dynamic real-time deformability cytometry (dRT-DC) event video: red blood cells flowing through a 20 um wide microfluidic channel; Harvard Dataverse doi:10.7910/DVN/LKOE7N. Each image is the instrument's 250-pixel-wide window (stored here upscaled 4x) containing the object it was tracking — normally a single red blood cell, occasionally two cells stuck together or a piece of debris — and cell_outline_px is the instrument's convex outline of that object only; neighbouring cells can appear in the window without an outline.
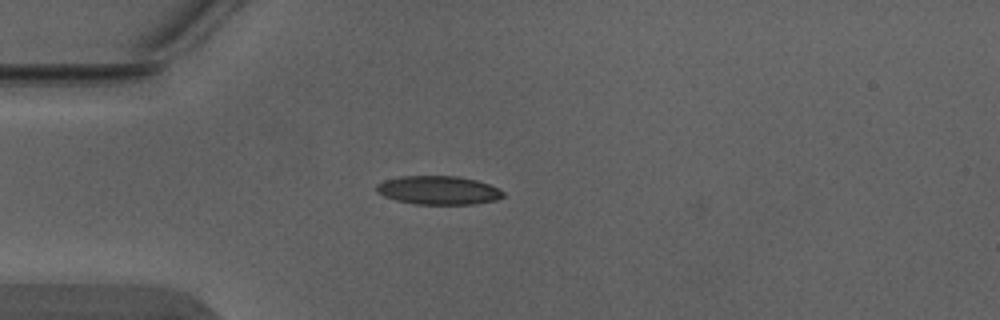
{"species": "Egyptian fruit bat (a non-hibernating species)", "species_latin": "Rousettus aegyptiacus", "temperature_condition": "warm", "stored_images_in_passage": 3, "camera_frame_rate_fps": 3000, "um_per_image_px": 0.085, "animal": {"sex": "male"}, "frame": {"image": 1, "passage_image": 2, "time_ms": 0.333, "image_size_px": [1000, 320], "cell_outline_px": [[504, 196], [496, 200], [472, 204], [416, 204], [396, 200], [384, 196], [376, 192], [376, 184], [384, 180], [400, 176], [456, 176], [476, 180], [500, 188], [504, 192]], "centroid_in_image_um": [37.26, 16.17], "position_along_channel_um": 47.7, "area_um2": 21.15}}